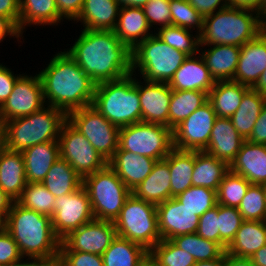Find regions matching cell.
I'll list each match as a JSON object with an SVG mask.
<instances>
[{"mask_svg":"<svg viewBox=\"0 0 266 266\" xmlns=\"http://www.w3.org/2000/svg\"><path fill=\"white\" fill-rule=\"evenodd\" d=\"M64 50L96 84L132 74V50L113 30L82 29L74 44Z\"/></svg>","mask_w":266,"mask_h":266,"instance_id":"obj_1","label":"cell"},{"mask_svg":"<svg viewBox=\"0 0 266 266\" xmlns=\"http://www.w3.org/2000/svg\"><path fill=\"white\" fill-rule=\"evenodd\" d=\"M46 65L38 73L46 105L57 107L66 115L92 105L96 83L66 50L53 55Z\"/></svg>","mask_w":266,"mask_h":266,"instance_id":"obj_2","label":"cell"},{"mask_svg":"<svg viewBox=\"0 0 266 266\" xmlns=\"http://www.w3.org/2000/svg\"><path fill=\"white\" fill-rule=\"evenodd\" d=\"M5 229L31 266L57 265L61 240L54 233L51 217L13 201Z\"/></svg>","mask_w":266,"mask_h":266,"instance_id":"obj_3","label":"cell"},{"mask_svg":"<svg viewBox=\"0 0 266 266\" xmlns=\"http://www.w3.org/2000/svg\"><path fill=\"white\" fill-rule=\"evenodd\" d=\"M264 30L256 11L227 6L203 18L200 46L222 44L241 47Z\"/></svg>","mask_w":266,"mask_h":266,"instance_id":"obj_4","label":"cell"},{"mask_svg":"<svg viewBox=\"0 0 266 266\" xmlns=\"http://www.w3.org/2000/svg\"><path fill=\"white\" fill-rule=\"evenodd\" d=\"M136 76L96 84L92 106L119 128L141 122Z\"/></svg>","mask_w":266,"mask_h":266,"instance_id":"obj_5","label":"cell"},{"mask_svg":"<svg viewBox=\"0 0 266 266\" xmlns=\"http://www.w3.org/2000/svg\"><path fill=\"white\" fill-rule=\"evenodd\" d=\"M67 115L57 107L46 105L28 116L5 121L7 149L22 152L34 145L58 141Z\"/></svg>","mask_w":266,"mask_h":266,"instance_id":"obj_6","label":"cell"},{"mask_svg":"<svg viewBox=\"0 0 266 266\" xmlns=\"http://www.w3.org/2000/svg\"><path fill=\"white\" fill-rule=\"evenodd\" d=\"M187 58L152 34L132 50V74L138 70L140 79L168 83Z\"/></svg>","mask_w":266,"mask_h":266,"instance_id":"obj_7","label":"cell"},{"mask_svg":"<svg viewBox=\"0 0 266 266\" xmlns=\"http://www.w3.org/2000/svg\"><path fill=\"white\" fill-rule=\"evenodd\" d=\"M117 236L128 239L150 251L159 241L156 205L131 194L114 220Z\"/></svg>","mask_w":266,"mask_h":266,"instance_id":"obj_8","label":"cell"},{"mask_svg":"<svg viewBox=\"0 0 266 266\" xmlns=\"http://www.w3.org/2000/svg\"><path fill=\"white\" fill-rule=\"evenodd\" d=\"M95 219L114 221L131 190L107 164L103 169L83 178Z\"/></svg>","mask_w":266,"mask_h":266,"instance_id":"obj_9","label":"cell"},{"mask_svg":"<svg viewBox=\"0 0 266 266\" xmlns=\"http://www.w3.org/2000/svg\"><path fill=\"white\" fill-rule=\"evenodd\" d=\"M118 147L155 160L164 159L174 148L173 130L154 123H134L119 130Z\"/></svg>","mask_w":266,"mask_h":266,"instance_id":"obj_10","label":"cell"},{"mask_svg":"<svg viewBox=\"0 0 266 266\" xmlns=\"http://www.w3.org/2000/svg\"><path fill=\"white\" fill-rule=\"evenodd\" d=\"M67 121L92 144L107 161L118 149L120 128L108 121L92 105L67 114Z\"/></svg>","mask_w":266,"mask_h":266,"instance_id":"obj_11","label":"cell"},{"mask_svg":"<svg viewBox=\"0 0 266 266\" xmlns=\"http://www.w3.org/2000/svg\"><path fill=\"white\" fill-rule=\"evenodd\" d=\"M58 143L60 157L66 160L82 179L108 164L85 136L67 120L60 129Z\"/></svg>","mask_w":266,"mask_h":266,"instance_id":"obj_12","label":"cell"},{"mask_svg":"<svg viewBox=\"0 0 266 266\" xmlns=\"http://www.w3.org/2000/svg\"><path fill=\"white\" fill-rule=\"evenodd\" d=\"M93 219L95 217L89 195L83 185L73 193L56 198L51 222L54 233L60 240Z\"/></svg>","mask_w":266,"mask_h":266,"instance_id":"obj_13","label":"cell"},{"mask_svg":"<svg viewBox=\"0 0 266 266\" xmlns=\"http://www.w3.org/2000/svg\"><path fill=\"white\" fill-rule=\"evenodd\" d=\"M46 106L43 87L38 74L25 75L15 82L12 93L0 107V121L28 116Z\"/></svg>","mask_w":266,"mask_h":266,"instance_id":"obj_14","label":"cell"},{"mask_svg":"<svg viewBox=\"0 0 266 266\" xmlns=\"http://www.w3.org/2000/svg\"><path fill=\"white\" fill-rule=\"evenodd\" d=\"M217 115L207 101L173 129V146L180 150L204 151L209 144Z\"/></svg>","mask_w":266,"mask_h":266,"instance_id":"obj_15","label":"cell"},{"mask_svg":"<svg viewBox=\"0 0 266 266\" xmlns=\"http://www.w3.org/2000/svg\"><path fill=\"white\" fill-rule=\"evenodd\" d=\"M117 237L114 221L93 219L61 240L59 251H79L102 255Z\"/></svg>","mask_w":266,"mask_h":266,"instance_id":"obj_16","label":"cell"},{"mask_svg":"<svg viewBox=\"0 0 266 266\" xmlns=\"http://www.w3.org/2000/svg\"><path fill=\"white\" fill-rule=\"evenodd\" d=\"M161 240L196 233L200 217L186 208L175 197L156 205Z\"/></svg>","mask_w":266,"mask_h":266,"instance_id":"obj_17","label":"cell"},{"mask_svg":"<svg viewBox=\"0 0 266 266\" xmlns=\"http://www.w3.org/2000/svg\"><path fill=\"white\" fill-rule=\"evenodd\" d=\"M141 122L169 127V105L172 89L164 82L138 80Z\"/></svg>","mask_w":266,"mask_h":266,"instance_id":"obj_18","label":"cell"},{"mask_svg":"<svg viewBox=\"0 0 266 266\" xmlns=\"http://www.w3.org/2000/svg\"><path fill=\"white\" fill-rule=\"evenodd\" d=\"M266 68V29L241 46L234 82L252 88Z\"/></svg>","mask_w":266,"mask_h":266,"instance_id":"obj_19","label":"cell"},{"mask_svg":"<svg viewBox=\"0 0 266 266\" xmlns=\"http://www.w3.org/2000/svg\"><path fill=\"white\" fill-rule=\"evenodd\" d=\"M215 83L216 81L199 53L198 57L197 55L188 56L167 84L172 90H195L209 94Z\"/></svg>","mask_w":266,"mask_h":266,"instance_id":"obj_20","label":"cell"},{"mask_svg":"<svg viewBox=\"0 0 266 266\" xmlns=\"http://www.w3.org/2000/svg\"><path fill=\"white\" fill-rule=\"evenodd\" d=\"M157 160L133 154L131 151L121 150L119 147L108 165L117 173V176L132 191L152 171Z\"/></svg>","mask_w":266,"mask_h":266,"instance_id":"obj_21","label":"cell"},{"mask_svg":"<svg viewBox=\"0 0 266 266\" xmlns=\"http://www.w3.org/2000/svg\"><path fill=\"white\" fill-rule=\"evenodd\" d=\"M244 141L230 118L217 117L204 151L230 166Z\"/></svg>","mask_w":266,"mask_h":266,"instance_id":"obj_22","label":"cell"},{"mask_svg":"<svg viewBox=\"0 0 266 266\" xmlns=\"http://www.w3.org/2000/svg\"><path fill=\"white\" fill-rule=\"evenodd\" d=\"M229 167L251 184L266 183V145L245 140Z\"/></svg>","mask_w":266,"mask_h":266,"instance_id":"obj_23","label":"cell"},{"mask_svg":"<svg viewBox=\"0 0 266 266\" xmlns=\"http://www.w3.org/2000/svg\"><path fill=\"white\" fill-rule=\"evenodd\" d=\"M113 31L119 40L131 50L154 34L143 8L139 7H121Z\"/></svg>","mask_w":266,"mask_h":266,"instance_id":"obj_24","label":"cell"},{"mask_svg":"<svg viewBox=\"0 0 266 266\" xmlns=\"http://www.w3.org/2000/svg\"><path fill=\"white\" fill-rule=\"evenodd\" d=\"M168 155L156 161L151 173L131 192L144 201L158 205L172 198Z\"/></svg>","mask_w":266,"mask_h":266,"instance_id":"obj_25","label":"cell"},{"mask_svg":"<svg viewBox=\"0 0 266 266\" xmlns=\"http://www.w3.org/2000/svg\"><path fill=\"white\" fill-rule=\"evenodd\" d=\"M200 55L203 57L211 76L215 81L232 80L239 61L241 47L233 45H209L208 49L199 46ZM210 47V48H209ZM202 53V54H201Z\"/></svg>","mask_w":266,"mask_h":266,"instance_id":"obj_26","label":"cell"},{"mask_svg":"<svg viewBox=\"0 0 266 266\" xmlns=\"http://www.w3.org/2000/svg\"><path fill=\"white\" fill-rule=\"evenodd\" d=\"M27 183H41L60 158L58 141H48L22 151Z\"/></svg>","mask_w":266,"mask_h":266,"instance_id":"obj_27","label":"cell"},{"mask_svg":"<svg viewBox=\"0 0 266 266\" xmlns=\"http://www.w3.org/2000/svg\"><path fill=\"white\" fill-rule=\"evenodd\" d=\"M27 185L22 152L6 150L0 155V189L17 201Z\"/></svg>","mask_w":266,"mask_h":266,"instance_id":"obj_28","label":"cell"},{"mask_svg":"<svg viewBox=\"0 0 266 266\" xmlns=\"http://www.w3.org/2000/svg\"><path fill=\"white\" fill-rule=\"evenodd\" d=\"M120 5L116 0H84L82 10L74 22H81L84 29L113 30Z\"/></svg>","mask_w":266,"mask_h":266,"instance_id":"obj_29","label":"cell"},{"mask_svg":"<svg viewBox=\"0 0 266 266\" xmlns=\"http://www.w3.org/2000/svg\"><path fill=\"white\" fill-rule=\"evenodd\" d=\"M249 89L250 87L232 80L216 81L209 91L208 102L212 105L217 117L230 118Z\"/></svg>","mask_w":266,"mask_h":266,"instance_id":"obj_30","label":"cell"},{"mask_svg":"<svg viewBox=\"0 0 266 266\" xmlns=\"http://www.w3.org/2000/svg\"><path fill=\"white\" fill-rule=\"evenodd\" d=\"M266 244V221L244 220L226 252L250 258Z\"/></svg>","mask_w":266,"mask_h":266,"instance_id":"obj_31","label":"cell"},{"mask_svg":"<svg viewBox=\"0 0 266 266\" xmlns=\"http://www.w3.org/2000/svg\"><path fill=\"white\" fill-rule=\"evenodd\" d=\"M61 20L64 19L58 12L56 0H20L19 31L22 35L26 26H55Z\"/></svg>","mask_w":266,"mask_h":266,"instance_id":"obj_32","label":"cell"},{"mask_svg":"<svg viewBox=\"0 0 266 266\" xmlns=\"http://www.w3.org/2000/svg\"><path fill=\"white\" fill-rule=\"evenodd\" d=\"M230 170L227 163L205 151H195L192 186L206 187L217 192L219 184Z\"/></svg>","mask_w":266,"mask_h":266,"instance_id":"obj_33","label":"cell"},{"mask_svg":"<svg viewBox=\"0 0 266 266\" xmlns=\"http://www.w3.org/2000/svg\"><path fill=\"white\" fill-rule=\"evenodd\" d=\"M101 256L104 266H142L149 251L137 243L117 236Z\"/></svg>","mask_w":266,"mask_h":266,"instance_id":"obj_34","label":"cell"},{"mask_svg":"<svg viewBox=\"0 0 266 266\" xmlns=\"http://www.w3.org/2000/svg\"><path fill=\"white\" fill-rule=\"evenodd\" d=\"M195 151L173 148L168 154L171 196L176 197L192 186Z\"/></svg>","mask_w":266,"mask_h":266,"instance_id":"obj_35","label":"cell"},{"mask_svg":"<svg viewBox=\"0 0 266 266\" xmlns=\"http://www.w3.org/2000/svg\"><path fill=\"white\" fill-rule=\"evenodd\" d=\"M54 197L73 193L83 185L81 176L61 157L51 166L41 182Z\"/></svg>","mask_w":266,"mask_h":266,"instance_id":"obj_36","label":"cell"},{"mask_svg":"<svg viewBox=\"0 0 266 266\" xmlns=\"http://www.w3.org/2000/svg\"><path fill=\"white\" fill-rule=\"evenodd\" d=\"M266 102V97L250 88L242 97L240 106L230 117L233 126L244 140H247Z\"/></svg>","mask_w":266,"mask_h":266,"instance_id":"obj_37","label":"cell"},{"mask_svg":"<svg viewBox=\"0 0 266 266\" xmlns=\"http://www.w3.org/2000/svg\"><path fill=\"white\" fill-rule=\"evenodd\" d=\"M208 101V94L195 90H172L169 105V128L174 129Z\"/></svg>","mask_w":266,"mask_h":266,"instance_id":"obj_38","label":"cell"},{"mask_svg":"<svg viewBox=\"0 0 266 266\" xmlns=\"http://www.w3.org/2000/svg\"><path fill=\"white\" fill-rule=\"evenodd\" d=\"M171 241L190 253L196 262L217 259L225 253V250L218 243L204 239L197 233L174 237Z\"/></svg>","mask_w":266,"mask_h":266,"instance_id":"obj_39","label":"cell"},{"mask_svg":"<svg viewBox=\"0 0 266 266\" xmlns=\"http://www.w3.org/2000/svg\"><path fill=\"white\" fill-rule=\"evenodd\" d=\"M156 30L154 34L172 48L188 56L198 55L200 51V38L198 33L193 35L191 34L193 33L192 30L174 25L163 28L157 27Z\"/></svg>","mask_w":266,"mask_h":266,"instance_id":"obj_40","label":"cell"},{"mask_svg":"<svg viewBox=\"0 0 266 266\" xmlns=\"http://www.w3.org/2000/svg\"><path fill=\"white\" fill-rule=\"evenodd\" d=\"M54 197L42 183H27L17 202L27 209L52 217L54 214Z\"/></svg>","mask_w":266,"mask_h":266,"instance_id":"obj_41","label":"cell"},{"mask_svg":"<svg viewBox=\"0 0 266 266\" xmlns=\"http://www.w3.org/2000/svg\"><path fill=\"white\" fill-rule=\"evenodd\" d=\"M250 185L246 178L229 170L216 192L217 204L238 208Z\"/></svg>","mask_w":266,"mask_h":266,"instance_id":"obj_42","label":"cell"},{"mask_svg":"<svg viewBox=\"0 0 266 266\" xmlns=\"http://www.w3.org/2000/svg\"><path fill=\"white\" fill-rule=\"evenodd\" d=\"M149 256L160 266H194L195 259L187 251L176 246L171 240L159 241Z\"/></svg>","mask_w":266,"mask_h":266,"instance_id":"obj_43","label":"cell"},{"mask_svg":"<svg viewBox=\"0 0 266 266\" xmlns=\"http://www.w3.org/2000/svg\"><path fill=\"white\" fill-rule=\"evenodd\" d=\"M175 198L199 217L217 205L216 191L206 187L191 186Z\"/></svg>","mask_w":266,"mask_h":266,"instance_id":"obj_44","label":"cell"},{"mask_svg":"<svg viewBox=\"0 0 266 266\" xmlns=\"http://www.w3.org/2000/svg\"><path fill=\"white\" fill-rule=\"evenodd\" d=\"M238 210L243 220L266 221V201L262 185L249 186Z\"/></svg>","mask_w":266,"mask_h":266,"instance_id":"obj_45","label":"cell"},{"mask_svg":"<svg viewBox=\"0 0 266 266\" xmlns=\"http://www.w3.org/2000/svg\"><path fill=\"white\" fill-rule=\"evenodd\" d=\"M171 25L200 34L203 29V17L187 0H170ZM196 28V29H195Z\"/></svg>","mask_w":266,"mask_h":266,"instance_id":"obj_46","label":"cell"},{"mask_svg":"<svg viewBox=\"0 0 266 266\" xmlns=\"http://www.w3.org/2000/svg\"><path fill=\"white\" fill-rule=\"evenodd\" d=\"M243 218L238 208L226 207L218 204V223L220 232V246L226 251L234 240Z\"/></svg>","mask_w":266,"mask_h":266,"instance_id":"obj_47","label":"cell"},{"mask_svg":"<svg viewBox=\"0 0 266 266\" xmlns=\"http://www.w3.org/2000/svg\"><path fill=\"white\" fill-rule=\"evenodd\" d=\"M0 266H31L6 229L0 232Z\"/></svg>","mask_w":266,"mask_h":266,"instance_id":"obj_48","label":"cell"},{"mask_svg":"<svg viewBox=\"0 0 266 266\" xmlns=\"http://www.w3.org/2000/svg\"><path fill=\"white\" fill-rule=\"evenodd\" d=\"M142 8L150 28L171 25L170 0H149Z\"/></svg>","mask_w":266,"mask_h":266,"instance_id":"obj_49","label":"cell"},{"mask_svg":"<svg viewBox=\"0 0 266 266\" xmlns=\"http://www.w3.org/2000/svg\"><path fill=\"white\" fill-rule=\"evenodd\" d=\"M56 266H104L101 255L79 252L59 251V259Z\"/></svg>","mask_w":266,"mask_h":266,"instance_id":"obj_50","label":"cell"},{"mask_svg":"<svg viewBox=\"0 0 266 266\" xmlns=\"http://www.w3.org/2000/svg\"><path fill=\"white\" fill-rule=\"evenodd\" d=\"M196 233L200 237L216 242L220 245L218 204L200 216Z\"/></svg>","mask_w":266,"mask_h":266,"instance_id":"obj_51","label":"cell"},{"mask_svg":"<svg viewBox=\"0 0 266 266\" xmlns=\"http://www.w3.org/2000/svg\"><path fill=\"white\" fill-rule=\"evenodd\" d=\"M21 75L14 74L10 68L0 63V107L12 93L13 86Z\"/></svg>","mask_w":266,"mask_h":266,"instance_id":"obj_52","label":"cell"},{"mask_svg":"<svg viewBox=\"0 0 266 266\" xmlns=\"http://www.w3.org/2000/svg\"><path fill=\"white\" fill-rule=\"evenodd\" d=\"M190 5L203 17L229 6L228 0H187Z\"/></svg>","mask_w":266,"mask_h":266,"instance_id":"obj_53","label":"cell"},{"mask_svg":"<svg viewBox=\"0 0 266 266\" xmlns=\"http://www.w3.org/2000/svg\"><path fill=\"white\" fill-rule=\"evenodd\" d=\"M84 0H56L59 14L68 21H74L80 14Z\"/></svg>","mask_w":266,"mask_h":266,"instance_id":"obj_54","label":"cell"},{"mask_svg":"<svg viewBox=\"0 0 266 266\" xmlns=\"http://www.w3.org/2000/svg\"><path fill=\"white\" fill-rule=\"evenodd\" d=\"M247 141L255 144L266 145V102L261 109L253 131Z\"/></svg>","mask_w":266,"mask_h":266,"instance_id":"obj_55","label":"cell"},{"mask_svg":"<svg viewBox=\"0 0 266 266\" xmlns=\"http://www.w3.org/2000/svg\"><path fill=\"white\" fill-rule=\"evenodd\" d=\"M0 16L8 18L19 29L20 0H0Z\"/></svg>","mask_w":266,"mask_h":266,"instance_id":"obj_56","label":"cell"},{"mask_svg":"<svg viewBox=\"0 0 266 266\" xmlns=\"http://www.w3.org/2000/svg\"><path fill=\"white\" fill-rule=\"evenodd\" d=\"M17 38L18 42L19 38L23 40V36L19 29L8 19L3 16H0V43L6 39V37Z\"/></svg>","mask_w":266,"mask_h":266,"instance_id":"obj_57","label":"cell"},{"mask_svg":"<svg viewBox=\"0 0 266 266\" xmlns=\"http://www.w3.org/2000/svg\"><path fill=\"white\" fill-rule=\"evenodd\" d=\"M224 266H253L250 258L238 257L225 251Z\"/></svg>","mask_w":266,"mask_h":266,"instance_id":"obj_58","label":"cell"},{"mask_svg":"<svg viewBox=\"0 0 266 266\" xmlns=\"http://www.w3.org/2000/svg\"><path fill=\"white\" fill-rule=\"evenodd\" d=\"M261 0H228L230 7L257 11Z\"/></svg>","mask_w":266,"mask_h":266,"instance_id":"obj_59","label":"cell"},{"mask_svg":"<svg viewBox=\"0 0 266 266\" xmlns=\"http://www.w3.org/2000/svg\"><path fill=\"white\" fill-rule=\"evenodd\" d=\"M250 259L253 266H266V244L258 249Z\"/></svg>","mask_w":266,"mask_h":266,"instance_id":"obj_60","label":"cell"},{"mask_svg":"<svg viewBox=\"0 0 266 266\" xmlns=\"http://www.w3.org/2000/svg\"><path fill=\"white\" fill-rule=\"evenodd\" d=\"M13 200L8 197V195L0 189V212L7 217L10 211Z\"/></svg>","mask_w":266,"mask_h":266,"instance_id":"obj_61","label":"cell"},{"mask_svg":"<svg viewBox=\"0 0 266 266\" xmlns=\"http://www.w3.org/2000/svg\"><path fill=\"white\" fill-rule=\"evenodd\" d=\"M254 91H257L260 95L266 97V68L260 75L256 84L252 87Z\"/></svg>","mask_w":266,"mask_h":266,"instance_id":"obj_62","label":"cell"},{"mask_svg":"<svg viewBox=\"0 0 266 266\" xmlns=\"http://www.w3.org/2000/svg\"><path fill=\"white\" fill-rule=\"evenodd\" d=\"M120 7H139L142 8L149 0H116Z\"/></svg>","mask_w":266,"mask_h":266,"instance_id":"obj_63","label":"cell"},{"mask_svg":"<svg viewBox=\"0 0 266 266\" xmlns=\"http://www.w3.org/2000/svg\"><path fill=\"white\" fill-rule=\"evenodd\" d=\"M7 150V131L4 122L0 121V155Z\"/></svg>","mask_w":266,"mask_h":266,"instance_id":"obj_64","label":"cell"},{"mask_svg":"<svg viewBox=\"0 0 266 266\" xmlns=\"http://www.w3.org/2000/svg\"><path fill=\"white\" fill-rule=\"evenodd\" d=\"M194 266H224V254L217 259L209 261H197Z\"/></svg>","mask_w":266,"mask_h":266,"instance_id":"obj_65","label":"cell"},{"mask_svg":"<svg viewBox=\"0 0 266 266\" xmlns=\"http://www.w3.org/2000/svg\"><path fill=\"white\" fill-rule=\"evenodd\" d=\"M257 14L262 26L266 29V0H261L257 9Z\"/></svg>","mask_w":266,"mask_h":266,"instance_id":"obj_66","label":"cell"},{"mask_svg":"<svg viewBox=\"0 0 266 266\" xmlns=\"http://www.w3.org/2000/svg\"><path fill=\"white\" fill-rule=\"evenodd\" d=\"M6 228V217L0 212V232Z\"/></svg>","mask_w":266,"mask_h":266,"instance_id":"obj_67","label":"cell"},{"mask_svg":"<svg viewBox=\"0 0 266 266\" xmlns=\"http://www.w3.org/2000/svg\"><path fill=\"white\" fill-rule=\"evenodd\" d=\"M147 266H160L150 256L147 257Z\"/></svg>","mask_w":266,"mask_h":266,"instance_id":"obj_68","label":"cell"},{"mask_svg":"<svg viewBox=\"0 0 266 266\" xmlns=\"http://www.w3.org/2000/svg\"><path fill=\"white\" fill-rule=\"evenodd\" d=\"M261 185H262V188H263V191H264L265 201H266V183L261 184Z\"/></svg>","mask_w":266,"mask_h":266,"instance_id":"obj_69","label":"cell"},{"mask_svg":"<svg viewBox=\"0 0 266 266\" xmlns=\"http://www.w3.org/2000/svg\"><path fill=\"white\" fill-rule=\"evenodd\" d=\"M142 266H147V259H146L145 263Z\"/></svg>","mask_w":266,"mask_h":266,"instance_id":"obj_70","label":"cell"}]
</instances>
